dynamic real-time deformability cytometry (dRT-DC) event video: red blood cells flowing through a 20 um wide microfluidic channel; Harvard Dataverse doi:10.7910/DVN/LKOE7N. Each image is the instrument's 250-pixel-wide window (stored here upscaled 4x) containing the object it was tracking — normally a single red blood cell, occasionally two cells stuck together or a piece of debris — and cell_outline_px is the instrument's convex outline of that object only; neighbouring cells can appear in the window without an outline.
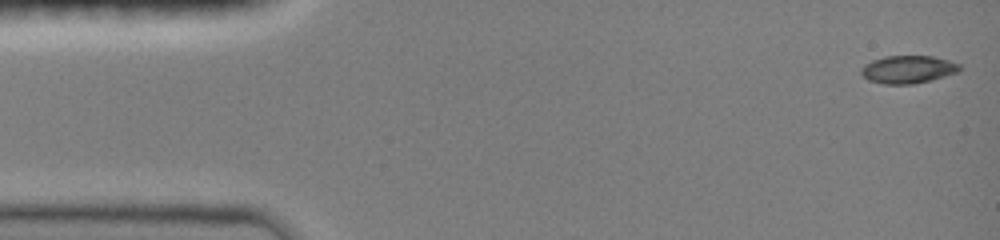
{"species": "common noctule bat (a hibernating species)", "species_latin": "Nyctalus noctula", "temperature_condition": "room temperature", "stored_images_in_passage": 102, "camera_frame_rate_fps": 3000, "um_per_image_px": 0.085, "animal": {"sex": "female", "body_mass_g": 19.0, "forearm_length_mm": 51.5}, "frame": {"image": 1, "passage_image": 1, "time_ms": 0.0, "image_size_px": [1000, 240], "cell_outline_px": [[960, 72], [912, 84], [884, 84], [868, 80], [860, 72], [860, 68], [864, 64], [872, 60], [884, 56], [932, 56], [948, 60], [960, 64]], "centroid_in_image_um": [77.15, 5.89], "position_along_channel_um": 7.8, "area_um2": 15.9}}
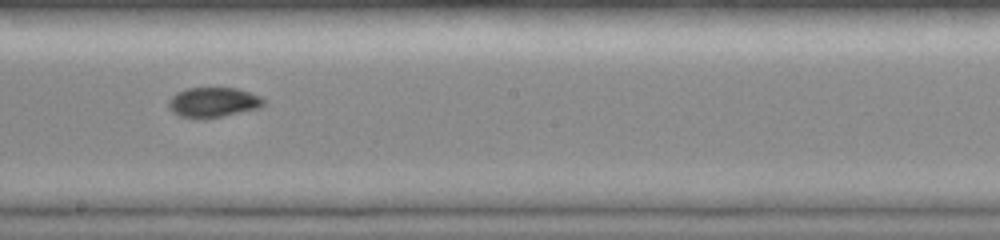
{"frame": {"image": 2, "passage_image": 58, "time_ms": 8.333, "image_size_px": [1000, 240], "cell_outline_px": [[268, 100], [260, 108], [220, 116], [180, 116], [172, 112], [168, 108], [168, 100], [176, 92], [184, 88], [236, 88], [260, 96]], "centroid_in_image_um": [18.13, 8.65], "position_along_channel_um": 230.1, "area_um2": 16.24}}
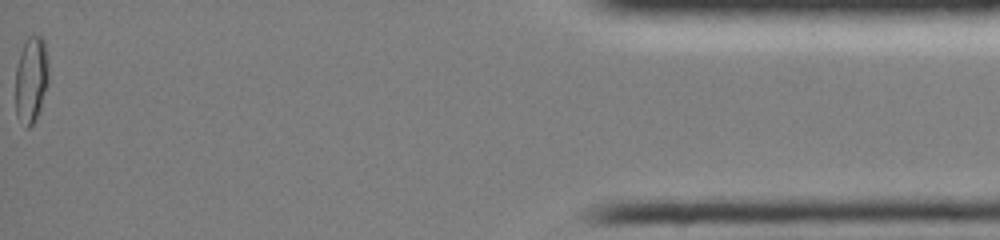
{"frame": {"image": 3, "passage_image": 102, "time_ms": 15.333, "image_size_px": [1000, 240], "cell_outline_px": [[48, 84], [36, 120], [28, 128], [24, 128], [16, 112], [16, 68], [20, 52], [24, 40], [32, 32], [40, 36], [44, 40], [48, 68]], "centroid_in_image_um": [2.65, 6.73], "position_along_channel_um": 432.6, "area_um2": 16.88}, "authors_computed_cell_mechanics": {"area_um2": 16.3285, "velocity_mm_per_s": 4.0866, "shape_relaxation_time_tau1_ms": null, "shape_relaxation_time_tau2_ms": 1.3137, "deformation_change_tau1": null, "deformation_change_tau2": 0.0379}}